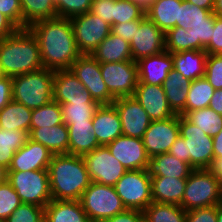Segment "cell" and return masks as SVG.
Returning a JSON list of instances; mask_svg holds the SVG:
<instances>
[{"instance_id": "6da1fadb", "label": "cell", "mask_w": 222, "mask_h": 222, "mask_svg": "<svg viewBox=\"0 0 222 222\" xmlns=\"http://www.w3.org/2000/svg\"><path fill=\"white\" fill-rule=\"evenodd\" d=\"M27 28L37 39L43 68L53 71L71 69L81 55L70 19H42Z\"/></svg>"}, {"instance_id": "7a4b0ae2", "label": "cell", "mask_w": 222, "mask_h": 222, "mask_svg": "<svg viewBox=\"0 0 222 222\" xmlns=\"http://www.w3.org/2000/svg\"><path fill=\"white\" fill-rule=\"evenodd\" d=\"M48 174L52 200H80L92 182L82 156L54 155Z\"/></svg>"}, {"instance_id": "3957f363", "label": "cell", "mask_w": 222, "mask_h": 222, "mask_svg": "<svg viewBox=\"0 0 222 222\" xmlns=\"http://www.w3.org/2000/svg\"><path fill=\"white\" fill-rule=\"evenodd\" d=\"M0 68L8 77L43 68L37 39L28 28L0 40Z\"/></svg>"}, {"instance_id": "277c9868", "label": "cell", "mask_w": 222, "mask_h": 222, "mask_svg": "<svg viewBox=\"0 0 222 222\" xmlns=\"http://www.w3.org/2000/svg\"><path fill=\"white\" fill-rule=\"evenodd\" d=\"M54 71L42 68L12 77V100L36 109L53 100Z\"/></svg>"}, {"instance_id": "5b68a950", "label": "cell", "mask_w": 222, "mask_h": 222, "mask_svg": "<svg viewBox=\"0 0 222 222\" xmlns=\"http://www.w3.org/2000/svg\"><path fill=\"white\" fill-rule=\"evenodd\" d=\"M222 202V182L209 169H194L186 178L181 207L191 211Z\"/></svg>"}, {"instance_id": "8992f818", "label": "cell", "mask_w": 222, "mask_h": 222, "mask_svg": "<svg viewBox=\"0 0 222 222\" xmlns=\"http://www.w3.org/2000/svg\"><path fill=\"white\" fill-rule=\"evenodd\" d=\"M79 201L91 222H103L126 210L114 186L96 182H91Z\"/></svg>"}, {"instance_id": "52a82bcc", "label": "cell", "mask_w": 222, "mask_h": 222, "mask_svg": "<svg viewBox=\"0 0 222 222\" xmlns=\"http://www.w3.org/2000/svg\"><path fill=\"white\" fill-rule=\"evenodd\" d=\"M7 181L14 188L22 203L45 208L52 200L48 169L7 171Z\"/></svg>"}, {"instance_id": "ba28073f", "label": "cell", "mask_w": 222, "mask_h": 222, "mask_svg": "<svg viewBox=\"0 0 222 222\" xmlns=\"http://www.w3.org/2000/svg\"><path fill=\"white\" fill-rule=\"evenodd\" d=\"M180 136L184 139L187 163L194 169H208L214 160L213 137L179 115Z\"/></svg>"}, {"instance_id": "9c48e42d", "label": "cell", "mask_w": 222, "mask_h": 222, "mask_svg": "<svg viewBox=\"0 0 222 222\" xmlns=\"http://www.w3.org/2000/svg\"><path fill=\"white\" fill-rule=\"evenodd\" d=\"M114 188L126 209L143 212L153 202L149 169L127 170Z\"/></svg>"}, {"instance_id": "30bf717a", "label": "cell", "mask_w": 222, "mask_h": 222, "mask_svg": "<svg viewBox=\"0 0 222 222\" xmlns=\"http://www.w3.org/2000/svg\"><path fill=\"white\" fill-rule=\"evenodd\" d=\"M100 70L109 93L115 99L134 95L139 82L135 61L100 63Z\"/></svg>"}, {"instance_id": "8fae6325", "label": "cell", "mask_w": 222, "mask_h": 222, "mask_svg": "<svg viewBox=\"0 0 222 222\" xmlns=\"http://www.w3.org/2000/svg\"><path fill=\"white\" fill-rule=\"evenodd\" d=\"M81 54H89L111 33V25L96 14L86 12L70 19Z\"/></svg>"}, {"instance_id": "7c38bea8", "label": "cell", "mask_w": 222, "mask_h": 222, "mask_svg": "<svg viewBox=\"0 0 222 222\" xmlns=\"http://www.w3.org/2000/svg\"><path fill=\"white\" fill-rule=\"evenodd\" d=\"M83 159L91 181L99 184L114 186L127 171L106 145L95 148Z\"/></svg>"}, {"instance_id": "4fadbf2b", "label": "cell", "mask_w": 222, "mask_h": 222, "mask_svg": "<svg viewBox=\"0 0 222 222\" xmlns=\"http://www.w3.org/2000/svg\"><path fill=\"white\" fill-rule=\"evenodd\" d=\"M71 71L100 105L112 104L115 100L102 79L100 63L92 55L81 54L72 64Z\"/></svg>"}, {"instance_id": "5bb4252c", "label": "cell", "mask_w": 222, "mask_h": 222, "mask_svg": "<svg viewBox=\"0 0 222 222\" xmlns=\"http://www.w3.org/2000/svg\"><path fill=\"white\" fill-rule=\"evenodd\" d=\"M179 135L178 114L171 118L152 121L142 137L147 155L151 158L169 152Z\"/></svg>"}, {"instance_id": "9a60e30c", "label": "cell", "mask_w": 222, "mask_h": 222, "mask_svg": "<svg viewBox=\"0 0 222 222\" xmlns=\"http://www.w3.org/2000/svg\"><path fill=\"white\" fill-rule=\"evenodd\" d=\"M133 61L156 55L165 50V33L159 29L146 15L140 20L130 42Z\"/></svg>"}, {"instance_id": "2e32d148", "label": "cell", "mask_w": 222, "mask_h": 222, "mask_svg": "<svg viewBox=\"0 0 222 222\" xmlns=\"http://www.w3.org/2000/svg\"><path fill=\"white\" fill-rule=\"evenodd\" d=\"M112 104L120 116L122 135L142 139L152 120L135 97L116 98Z\"/></svg>"}, {"instance_id": "e0dca14e", "label": "cell", "mask_w": 222, "mask_h": 222, "mask_svg": "<svg viewBox=\"0 0 222 222\" xmlns=\"http://www.w3.org/2000/svg\"><path fill=\"white\" fill-rule=\"evenodd\" d=\"M106 146L127 170L149 169L150 157L142 139L121 135Z\"/></svg>"}, {"instance_id": "ac0fdd59", "label": "cell", "mask_w": 222, "mask_h": 222, "mask_svg": "<svg viewBox=\"0 0 222 222\" xmlns=\"http://www.w3.org/2000/svg\"><path fill=\"white\" fill-rule=\"evenodd\" d=\"M133 96L152 121L163 120L176 115L168 104L162 85L138 83Z\"/></svg>"}, {"instance_id": "d6986e66", "label": "cell", "mask_w": 222, "mask_h": 222, "mask_svg": "<svg viewBox=\"0 0 222 222\" xmlns=\"http://www.w3.org/2000/svg\"><path fill=\"white\" fill-rule=\"evenodd\" d=\"M53 156V153L45 146L28 139L27 143L14 153L7 171L48 169Z\"/></svg>"}, {"instance_id": "ffe728a7", "label": "cell", "mask_w": 222, "mask_h": 222, "mask_svg": "<svg viewBox=\"0 0 222 222\" xmlns=\"http://www.w3.org/2000/svg\"><path fill=\"white\" fill-rule=\"evenodd\" d=\"M93 133L100 146L107 145L122 135L121 120L113 104H102L92 118Z\"/></svg>"}, {"instance_id": "44dd1931", "label": "cell", "mask_w": 222, "mask_h": 222, "mask_svg": "<svg viewBox=\"0 0 222 222\" xmlns=\"http://www.w3.org/2000/svg\"><path fill=\"white\" fill-rule=\"evenodd\" d=\"M138 67V83L163 85L169 72L173 69V58L170 52H163L144 57L136 61Z\"/></svg>"}, {"instance_id": "7402d4cb", "label": "cell", "mask_w": 222, "mask_h": 222, "mask_svg": "<svg viewBox=\"0 0 222 222\" xmlns=\"http://www.w3.org/2000/svg\"><path fill=\"white\" fill-rule=\"evenodd\" d=\"M77 99L93 98L71 69L54 71L53 100L63 104Z\"/></svg>"}, {"instance_id": "603a6c76", "label": "cell", "mask_w": 222, "mask_h": 222, "mask_svg": "<svg viewBox=\"0 0 222 222\" xmlns=\"http://www.w3.org/2000/svg\"><path fill=\"white\" fill-rule=\"evenodd\" d=\"M186 178L151 176V197L153 202L181 205Z\"/></svg>"}, {"instance_id": "cb8c5ba5", "label": "cell", "mask_w": 222, "mask_h": 222, "mask_svg": "<svg viewBox=\"0 0 222 222\" xmlns=\"http://www.w3.org/2000/svg\"><path fill=\"white\" fill-rule=\"evenodd\" d=\"M29 139L42 144L53 155L68 154V126L64 123L51 127L30 128Z\"/></svg>"}, {"instance_id": "d4e9b609", "label": "cell", "mask_w": 222, "mask_h": 222, "mask_svg": "<svg viewBox=\"0 0 222 222\" xmlns=\"http://www.w3.org/2000/svg\"><path fill=\"white\" fill-rule=\"evenodd\" d=\"M92 126V120H86V122L74 121L68 125V154L83 157L100 146L93 133Z\"/></svg>"}, {"instance_id": "484cf974", "label": "cell", "mask_w": 222, "mask_h": 222, "mask_svg": "<svg viewBox=\"0 0 222 222\" xmlns=\"http://www.w3.org/2000/svg\"><path fill=\"white\" fill-rule=\"evenodd\" d=\"M191 80L172 69L163 82V89L172 111L178 115L186 114V101Z\"/></svg>"}, {"instance_id": "4316f807", "label": "cell", "mask_w": 222, "mask_h": 222, "mask_svg": "<svg viewBox=\"0 0 222 222\" xmlns=\"http://www.w3.org/2000/svg\"><path fill=\"white\" fill-rule=\"evenodd\" d=\"M45 222H91L79 200H51L45 207Z\"/></svg>"}, {"instance_id": "83f0119b", "label": "cell", "mask_w": 222, "mask_h": 222, "mask_svg": "<svg viewBox=\"0 0 222 222\" xmlns=\"http://www.w3.org/2000/svg\"><path fill=\"white\" fill-rule=\"evenodd\" d=\"M173 69L185 78L193 81L205 75L207 52L205 50H187L171 53Z\"/></svg>"}, {"instance_id": "f1b7e54d", "label": "cell", "mask_w": 222, "mask_h": 222, "mask_svg": "<svg viewBox=\"0 0 222 222\" xmlns=\"http://www.w3.org/2000/svg\"><path fill=\"white\" fill-rule=\"evenodd\" d=\"M99 63L133 61L130 44L120 36L110 33L91 53Z\"/></svg>"}, {"instance_id": "f546056e", "label": "cell", "mask_w": 222, "mask_h": 222, "mask_svg": "<svg viewBox=\"0 0 222 222\" xmlns=\"http://www.w3.org/2000/svg\"><path fill=\"white\" fill-rule=\"evenodd\" d=\"M194 168L169 152L150 158L149 172L151 176H167L172 178H187Z\"/></svg>"}, {"instance_id": "4dcf8cb0", "label": "cell", "mask_w": 222, "mask_h": 222, "mask_svg": "<svg viewBox=\"0 0 222 222\" xmlns=\"http://www.w3.org/2000/svg\"><path fill=\"white\" fill-rule=\"evenodd\" d=\"M182 0H155L146 16L164 33L176 27Z\"/></svg>"}, {"instance_id": "1f68e13d", "label": "cell", "mask_w": 222, "mask_h": 222, "mask_svg": "<svg viewBox=\"0 0 222 222\" xmlns=\"http://www.w3.org/2000/svg\"><path fill=\"white\" fill-rule=\"evenodd\" d=\"M32 109L11 100L0 110V129L30 132Z\"/></svg>"}, {"instance_id": "d6a6232c", "label": "cell", "mask_w": 222, "mask_h": 222, "mask_svg": "<svg viewBox=\"0 0 222 222\" xmlns=\"http://www.w3.org/2000/svg\"><path fill=\"white\" fill-rule=\"evenodd\" d=\"M22 8V29L42 19L57 18L53 0H20Z\"/></svg>"}, {"instance_id": "836d02e7", "label": "cell", "mask_w": 222, "mask_h": 222, "mask_svg": "<svg viewBox=\"0 0 222 222\" xmlns=\"http://www.w3.org/2000/svg\"><path fill=\"white\" fill-rule=\"evenodd\" d=\"M215 15L213 12L195 6L186 0H182L181 7L179 8L178 23L176 27L186 29H193L199 25H214Z\"/></svg>"}, {"instance_id": "e575fe53", "label": "cell", "mask_w": 222, "mask_h": 222, "mask_svg": "<svg viewBox=\"0 0 222 222\" xmlns=\"http://www.w3.org/2000/svg\"><path fill=\"white\" fill-rule=\"evenodd\" d=\"M100 104L94 99H77L60 104L63 122L67 126L71 122H86L92 120Z\"/></svg>"}, {"instance_id": "d590c367", "label": "cell", "mask_w": 222, "mask_h": 222, "mask_svg": "<svg viewBox=\"0 0 222 222\" xmlns=\"http://www.w3.org/2000/svg\"><path fill=\"white\" fill-rule=\"evenodd\" d=\"M29 133L20 130L0 129V165L8 170L14 153L24 146Z\"/></svg>"}, {"instance_id": "8d00e7d4", "label": "cell", "mask_w": 222, "mask_h": 222, "mask_svg": "<svg viewBox=\"0 0 222 222\" xmlns=\"http://www.w3.org/2000/svg\"><path fill=\"white\" fill-rule=\"evenodd\" d=\"M145 222H186L187 211L180 205L152 202L144 210Z\"/></svg>"}, {"instance_id": "74e56055", "label": "cell", "mask_w": 222, "mask_h": 222, "mask_svg": "<svg viewBox=\"0 0 222 222\" xmlns=\"http://www.w3.org/2000/svg\"><path fill=\"white\" fill-rule=\"evenodd\" d=\"M215 89L205 77L191 81L186 101V113L209 106Z\"/></svg>"}, {"instance_id": "f35d334b", "label": "cell", "mask_w": 222, "mask_h": 222, "mask_svg": "<svg viewBox=\"0 0 222 222\" xmlns=\"http://www.w3.org/2000/svg\"><path fill=\"white\" fill-rule=\"evenodd\" d=\"M184 117L211 137L222 129V115L210 107L188 111Z\"/></svg>"}, {"instance_id": "ab89813d", "label": "cell", "mask_w": 222, "mask_h": 222, "mask_svg": "<svg viewBox=\"0 0 222 222\" xmlns=\"http://www.w3.org/2000/svg\"><path fill=\"white\" fill-rule=\"evenodd\" d=\"M62 123L64 122L60 103L54 100L32 110L30 128L51 127Z\"/></svg>"}, {"instance_id": "60d3db41", "label": "cell", "mask_w": 222, "mask_h": 222, "mask_svg": "<svg viewBox=\"0 0 222 222\" xmlns=\"http://www.w3.org/2000/svg\"><path fill=\"white\" fill-rule=\"evenodd\" d=\"M165 50L170 53L193 50V35L190 29L174 27L165 33Z\"/></svg>"}, {"instance_id": "b9f144b4", "label": "cell", "mask_w": 222, "mask_h": 222, "mask_svg": "<svg viewBox=\"0 0 222 222\" xmlns=\"http://www.w3.org/2000/svg\"><path fill=\"white\" fill-rule=\"evenodd\" d=\"M146 13L133 0H115L113 25L141 20Z\"/></svg>"}, {"instance_id": "7bdbcfd3", "label": "cell", "mask_w": 222, "mask_h": 222, "mask_svg": "<svg viewBox=\"0 0 222 222\" xmlns=\"http://www.w3.org/2000/svg\"><path fill=\"white\" fill-rule=\"evenodd\" d=\"M45 208L35 205L22 203L5 222H45Z\"/></svg>"}, {"instance_id": "ee69618b", "label": "cell", "mask_w": 222, "mask_h": 222, "mask_svg": "<svg viewBox=\"0 0 222 222\" xmlns=\"http://www.w3.org/2000/svg\"><path fill=\"white\" fill-rule=\"evenodd\" d=\"M22 204L18 194L6 180L0 184V219L6 220Z\"/></svg>"}, {"instance_id": "f6af8a7d", "label": "cell", "mask_w": 222, "mask_h": 222, "mask_svg": "<svg viewBox=\"0 0 222 222\" xmlns=\"http://www.w3.org/2000/svg\"><path fill=\"white\" fill-rule=\"evenodd\" d=\"M93 0H58L55 3L57 17L71 19L90 11Z\"/></svg>"}, {"instance_id": "bcb514c9", "label": "cell", "mask_w": 222, "mask_h": 222, "mask_svg": "<svg viewBox=\"0 0 222 222\" xmlns=\"http://www.w3.org/2000/svg\"><path fill=\"white\" fill-rule=\"evenodd\" d=\"M204 77L215 90L222 89V54H207Z\"/></svg>"}, {"instance_id": "7dc6e473", "label": "cell", "mask_w": 222, "mask_h": 222, "mask_svg": "<svg viewBox=\"0 0 222 222\" xmlns=\"http://www.w3.org/2000/svg\"><path fill=\"white\" fill-rule=\"evenodd\" d=\"M0 13L22 29V8L20 0H0Z\"/></svg>"}, {"instance_id": "c3c4849f", "label": "cell", "mask_w": 222, "mask_h": 222, "mask_svg": "<svg viewBox=\"0 0 222 222\" xmlns=\"http://www.w3.org/2000/svg\"><path fill=\"white\" fill-rule=\"evenodd\" d=\"M214 25H199L190 29L193 35V50H205L211 38Z\"/></svg>"}, {"instance_id": "681fc988", "label": "cell", "mask_w": 222, "mask_h": 222, "mask_svg": "<svg viewBox=\"0 0 222 222\" xmlns=\"http://www.w3.org/2000/svg\"><path fill=\"white\" fill-rule=\"evenodd\" d=\"M114 7L115 0H93L90 12L112 26Z\"/></svg>"}, {"instance_id": "f907efd6", "label": "cell", "mask_w": 222, "mask_h": 222, "mask_svg": "<svg viewBox=\"0 0 222 222\" xmlns=\"http://www.w3.org/2000/svg\"><path fill=\"white\" fill-rule=\"evenodd\" d=\"M186 222H218L217 205L187 211Z\"/></svg>"}, {"instance_id": "816d5d0a", "label": "cell", "mask_w": 222, "mask_h": 222, "mask_svg": "<svg viewBox=\"0 0 222 222\" xmlns=\"http://www.w3.org/2000/svg\"><path fill=\"white\" fill-rule=\"evenodd\" d=\"M205 51L207 54H222V17L215 15L212 38Z\"/></svg>"}, {"instance_id": "f5cc1de1", "label": "cell", "mask_w": 222, "mask_h": 222, "mask_svg": "<svg viewBox=\"0 0 222 222\" xmlns=\"http://www.w3.org/2000/svg\"><path fill=\"white\" fill-rule=\"evenodd\" d=\"M140 20L129 21L111 26V33L120 36L129 44L134 38L135 29L139 28Z\"/></svg>"}, {"instance_id": "db71d44e", "label": "cell", "mask_w": 222, "mask_h": 222, "mask_svg": "<svg viewBox=\"0 0 222 222\" xmlns=\"http://www.w3.org/2000/svg\"><path fill=\"white\" fill-rule=\"evenodd\" d=\"M103 222H145V218L142 211L126 209Z\"/></svg>"}, {"instance_id": "11a10c76", "label": "cell", "mask_w": 222, "mask_h": 222, "mask_svg": "<svg viewBox=\"0 0 222 222\" xmlns=\"http://www.w3.org/2000/svg\"><path fill=\"white\" fill-rule=\"evenodd\" d=\"M12 100V77L0 78V110Z\"/></svg>"}, {"instance_id": "9f6ffc18", "label": "cell", "mask_w": 222, "mask_h": 222, "mask_svg": "<svg viewBox=\"0 0 222 222\" xmlns=\"http://www.w3.org/2000/svg\"><path fill=\"white\" fill-rule=\"evenodd\" d=\"M18 29L9 18L0 13V40L14 34Z\"/></svg>"}, {"instance_id": "6f0895ef", "label": "cell", "mask_w": 222, "mask_h": 222, "mask_svg": "<svg viewBox=\"0 0 222 222\" xmlns=\"http://www.w3.org/2000/svg\"><path fill=\"white\" fill-rule=\"evenodd\" d=\"M169 153L177 159L187 163V156H185L184 139L179 135L175 142L172 144Z\"/></svg>"}, {"instance_id": "680465c9", "label": "cell", "mask_w": 222, "mask_h": 222, "mask_svg": "<svg viewBox=\"0 0 222 222\" xmlns=\"http://www.w3.org/2000/svg\"><path fill=\"white\" fill-rule=\"evenodd\" d=\"M208 107L222 115V89H217L214 91Z\"/></svg>"}, {"instance_id": "91938a15", "label": "cell", "mask_w": 222, "mask_h": 222, "mask_svg": "<svg viewBox=\"0 0 222 222\" xmlns=\"http://www.w3.org/2000/svg\"><path fill=\"white\" fill-rule=\"evenodd\" d=\"M214 159L222 158V129L213 137Z\"/></svg>"}, {"instance_id": "94428289", "label": "cell", "mask_w": 222, "mask_h": 222, "mask_svg": "<svg viewBox=\"0 0 222 222\" xmlns=\"http://www.w3.org/2000/svg\"><path fill=\"white\" fill-rule=\"evenodd\" d=\"M208 169L222 182V158L214 159Z\"/></svg>"}, {"instance_id": "6125c7cd", "label": "cell", "mask_w": 222, "mask_h": 222, "mask_svg": "<svg viewBox=\"0 0 222 222\" xmlns=\"http://www.w3.org/2000/svg\"><path fill=\"white\" fill-rule=\"evenodd\" d=\"M186 1L189 3H193L195 6L213 12L214 0H186Z\"/></svg>"}, {"instance_id": "be15d7a7", "label": "cell", "mask_w": 222, "mask_h": 222, "mask_svg": "<svg viewBox=\"0 0 222 222\" xmlns=\"http://www.w3.org/2000/svg\"><path fill=\"white\" fill-rule=\"evenodd\" d=\"M213 13L216 16L222 17V0H214Z\"/></svg>"}, {"instance_id": "e7e4bbea", "label": "cell", "mask_w": 222, "mask_h": 222, "mask_svg": "<svg viewBox=\"0 0 222 222\" xmlns=\"http://www.w3.org/2000/svg\"><path fill=\"white\" fill-rule=\"evenodd\" d=\"M154 1L155 0H141V8L144 10L145 13L151 7Z\"/></svg>"}, {"instance_id": "03108f58", "label": "cell", "mask_w": 222, "mask_h": 222, "mask_svg": "<svg viewBox=\"0 0 222 222\" xmlns=\"http://www.w3.org/2000/svg\"><path fill=\"white\" fill-rule=\"evenodd\" d=\"M7 180V169L0 165V184Z\"/></svg>"}, {"instance_id": "003e7915", "label": "cell", "mask_w": 222, "mask_h": 222, "mask_svg": "<svg viewBox=\"0 0 222 222\" xmlns=\"http://www.w3.org/2000/svg\"><path fill=\"white\" fill-rule=\"evenodd\" d=\"M217 221L222 222V202L217 205Z\"/></svg>"}, {"instance_id": "a7ac6f4b", "label": "cell", "mask_w": 222, "mask_h": 222, "mask_svg": "<svg viewBox=\"0 0 222 222\" xmlns=\"http://www.w3.org/2000/svg\"><path fill=\"white\" fill-rule=\"evenodd\" d=\"M133 1L141 7V0H133Z\"/></svg>"}, {"instance_id": "89a4df30", "label": "cell", "mask_w": 222, "mask_h": 222, "mask_svg": "<svg viewBox=\"0 0 222 222\" xmlns=\"http://www.w3.org/2000/svg\"><path fill=\"white\" fill-rule=\"evenodd\" d=\"M2 76H4V75H3L2 71H1V68H0V78H1Z\"/></svg>"}]
</instances>
